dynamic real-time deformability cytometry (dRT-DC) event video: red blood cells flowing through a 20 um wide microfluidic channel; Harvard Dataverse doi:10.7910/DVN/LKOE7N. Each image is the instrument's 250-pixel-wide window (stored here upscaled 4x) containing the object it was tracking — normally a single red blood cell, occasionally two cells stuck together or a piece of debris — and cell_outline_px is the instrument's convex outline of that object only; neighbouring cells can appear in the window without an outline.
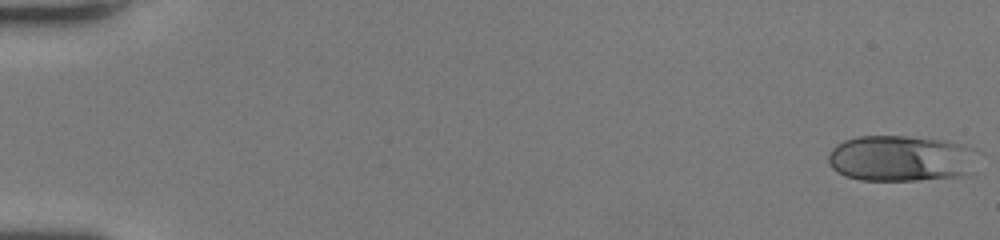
{"species": "human", "species_latin": "Homo sapiens", "temperature_condition": "room temperature", "stored_images_in_passage": 52, "camera_frame_rate_fps": 3000, "um_per_image_px": 0.085, "donor": {"sex": "female"}, "frame": {"image": 1, "passage_image": 1, "time_ms": 0.0, "image_size_px": [1000, 240], "cell_outline_px": [[980, 152], [964, 172], [960, 176], [916, 180], [860, 180], [844, 176], [836, 172], [828, 164], [828, 156], [832, 148], [836, 144], [844, 140], [856, 136], [908, 136], [944, 140], [976, 148]], "centroid_in_image_um": [76.5, 13.45], "position_along_channel_um": 8.5, "area_um2": 40.11}}
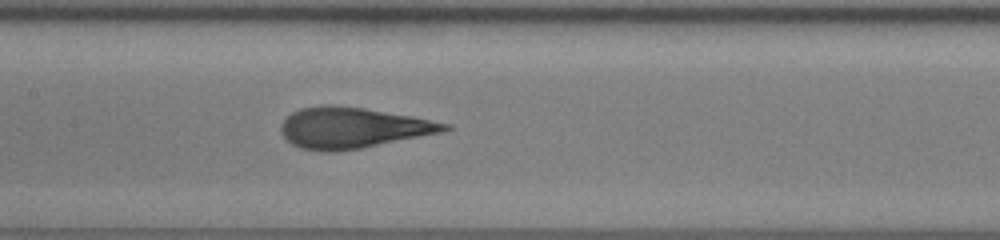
{"frame": {"image": 2, "passage_image": 27, "time_ms": 8.667, "image_size_px": [1000, 240], "cell_outline_px": [[452, 128], [444, 132], [360, 148], [336, 152], [320, 152], [300, 148], [292, 144], [280, 132], [280, 124], [292, 112], [300, 108], [320, 104], [328, 104], [364, 108], [412, 116], [452, 124]], "centroid_in_image_um": [29.96, 10.86], "position_along_channel_um": 177.4, "area_um2": 39.13}}
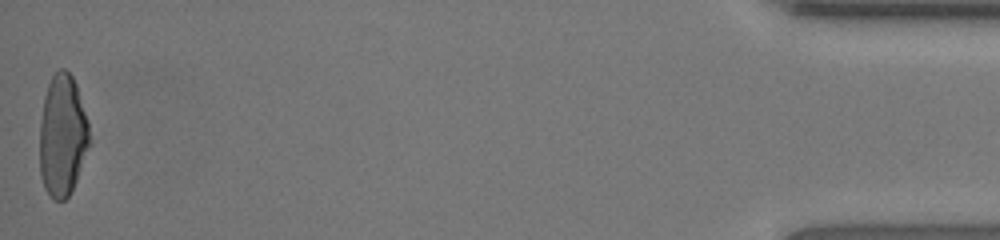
{"frame": {"image": 3, "passage_image": 52, "time_ms": 17.0, "image_size_px": [1000, 240], "cell_outline_px": [[92, 144], [72, 192], [64, 200], [52, 200], [44, 188], [40, 176], [40, 120], [44, 96], [48, 84], [52, 76], [60, 68], [64, 68], [72, 76], [76, 84], [88, 120]], "centroid_in_image_um": [5.34, 11.57], "position_along_channel_um": 429.9, "area_um2": 36.13}, "authors_computed_cell_mechanics": {"area_um2": 38.0902, "velocity_mm_per_s": 4.1073, "shape_relaxation_time_tau1_ms": 4.5994, "shape_relaxation_time_tau2_ms": 0.6948, "deformation_change_tau1": 0.2213, "deformation_change_tau2": 0.0764}}